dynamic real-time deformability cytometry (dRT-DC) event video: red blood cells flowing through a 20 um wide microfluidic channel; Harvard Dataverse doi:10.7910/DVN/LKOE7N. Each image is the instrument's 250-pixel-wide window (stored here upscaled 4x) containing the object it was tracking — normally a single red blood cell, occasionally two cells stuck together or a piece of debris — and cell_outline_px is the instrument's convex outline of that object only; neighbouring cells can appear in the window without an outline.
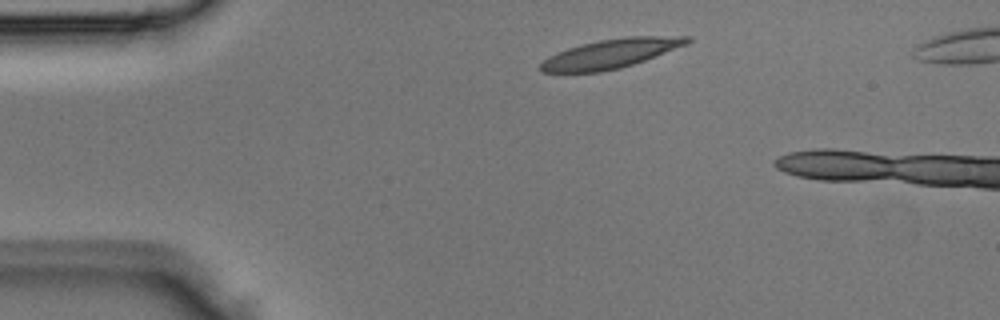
{"species": "Egyptian fruit bat (a non-hibernating species)", "species_latin": "Rousettus aegyptiacus", "temperature_condition": "room temperature", "stored_images_in_passage": 4, "segment_of_instrument_passage": [2, 2], "camera_frame_rate_fps": 3000, "um_per_image_px": 0.085, "animal": {"sex": "male"}, "frame": {"image": 1, "passage_image": 4, "time_ms": 1.0, "image_size_px": [1000, 320], "cell_outline_px": [[692, 40], [688, 44], [644, 60], [620, 68], [600, 72], [540, 72], [540, 64], [548, 56], [568, 48], [580, 44], [600, 40], [628, 36], [692, 36]], "centroid_in_image_um": [51.93, 4.55], "position_along_channel_um": 33.1, "area_um2": 24.8}}